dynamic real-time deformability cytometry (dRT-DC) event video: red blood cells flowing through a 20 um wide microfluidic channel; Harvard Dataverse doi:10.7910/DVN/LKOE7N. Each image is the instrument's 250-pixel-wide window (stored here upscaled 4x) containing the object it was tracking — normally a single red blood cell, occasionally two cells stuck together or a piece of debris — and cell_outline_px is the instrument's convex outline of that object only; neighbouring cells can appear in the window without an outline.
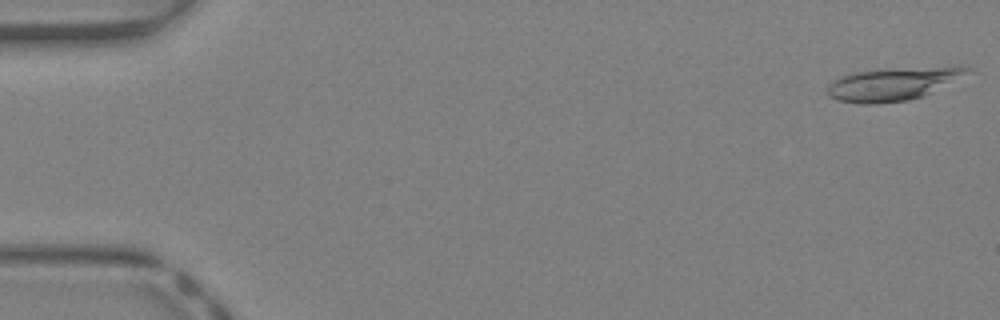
{"species": "Egyptian fruit bat (a non-hibernating species)", "species_latin": "Rousettus aegyptiacus", "temperature_condition": "warm", "stored_images_in_passage": 41, "camera_frame_rate_fps": 3000, "um_per_image_px": 0.085, "animal": {"sex": "female"}, "frame": {"image": 1, "passage_image": 1, "time_ms": 0.0, "image_size_px": [1000, 320], "cell_outline_px": [[968, 68], [964, 72], [924, 96], [908, 100], [876, 104], [860, 104], [840, 100], [828, 96], [828, 84], [844, 76], [856, 72], [936, 68]], "centroid_in_image_um": [75.67, 7.22], "position_along_channel_um": 9.3, "area_um2": 24.62}}
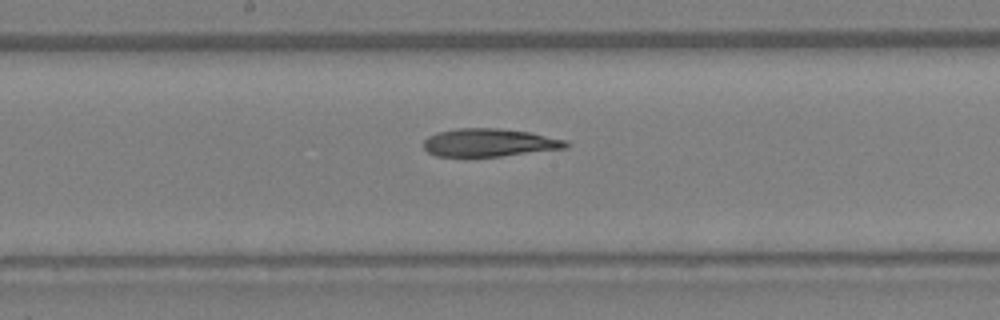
{"frame": {"image": 2, "passage_image": 22, "time_ms": 7.0, "image_size_px": [1000, 320], "cell_outline_px": [[572, 144], [568, 148], [500, 156], [436, 156], [428, 152], [424, 148], [424, 140], [428, 136], [436, 132], [456, 128], [500, 128], [532, 132], [568, 140]], "centroid_in_image_um": [41.65, 12.11], "position_along_channel_um": 206.5, "area_um2": 23.52}}
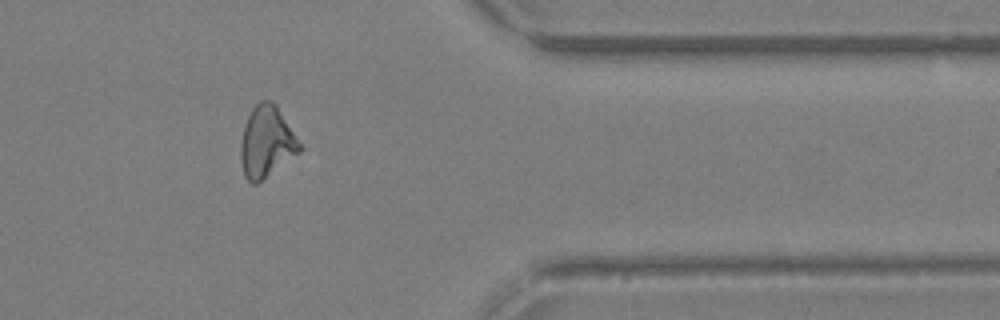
{"frame": {"image": 3, "passage_image": 34, "time_ms": 11.0, "image_size_px": [1000, 320], "cell_outline_px": [[304, 148], [300, 152], [256, 184], [252, 184], [244, 176], [240, 160], [240, 144], [244, 128], [248, 116], [252, 108], [260, 100], [272, 100], [276, 104]], "centroid_in_image_um": [22.66, 12.06], "position_along_channel_um": 388.7, "area_um2": 24.51}}